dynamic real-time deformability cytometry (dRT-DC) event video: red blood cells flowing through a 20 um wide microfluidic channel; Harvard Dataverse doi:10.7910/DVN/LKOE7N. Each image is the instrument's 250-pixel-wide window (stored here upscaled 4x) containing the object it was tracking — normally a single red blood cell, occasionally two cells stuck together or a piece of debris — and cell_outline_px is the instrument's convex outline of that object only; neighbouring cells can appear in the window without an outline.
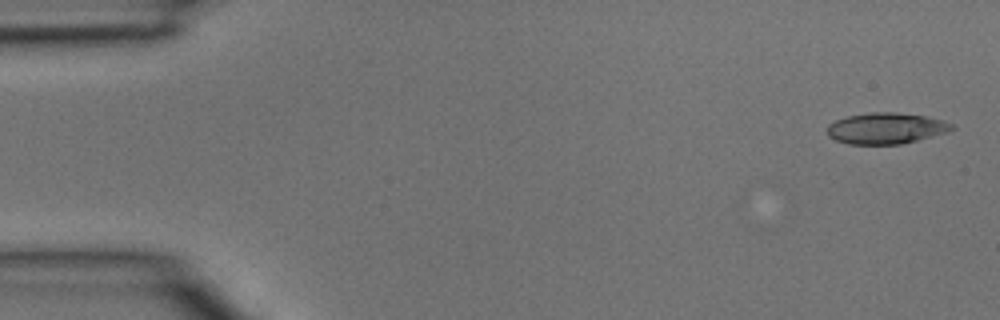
{"species": "common noctule bat (a hibernating species)", "species_latin": "Nyctalus noctula", "temperature_condition": "room temperature", "stored_images_in_passage": 5, "camera_frame_rate_fps": 3000, "um_per_image_px": 0.085, "animal": {"sex": "male", "body_mass_g": 15.6}, "frame": {"image": 1, "passage_image": 1, "time_ms": 0.0, "image_size_px": [1000, 320], "cell_outline_px": [[956, 128], [948, 132], [900, 144], [848, 144], [836, 140], [828, 136], [828, 124], [836, 120], [848, 116], [872, 112], [896, 112], [928, 116], [952, 124]], "centroid_in_image_um": [75.31, 10.9], "position_along_channel_um": 9.7, "area_um2": 22.48}}
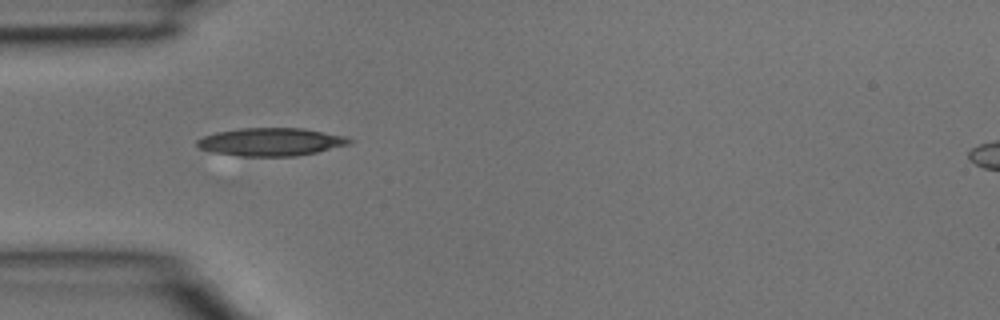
{"frame": {"image": 2, "passage_image": 4, "time_ms": 1.0, "image_size_px": [1000, 320], "cell_outline_px": [[352, 140], [348, 144], [316, 152], [296, 156], [240, 156], [212, 152], [200, 148], [196, 144], [196, 140], [204, 136], [216, 132], [240, 128], [304, 128], [344, 136]], "centroid_in_image_um": [22.98, 12.06], "position_along_channel_um": 62.0, "area_um2": 24.62}}